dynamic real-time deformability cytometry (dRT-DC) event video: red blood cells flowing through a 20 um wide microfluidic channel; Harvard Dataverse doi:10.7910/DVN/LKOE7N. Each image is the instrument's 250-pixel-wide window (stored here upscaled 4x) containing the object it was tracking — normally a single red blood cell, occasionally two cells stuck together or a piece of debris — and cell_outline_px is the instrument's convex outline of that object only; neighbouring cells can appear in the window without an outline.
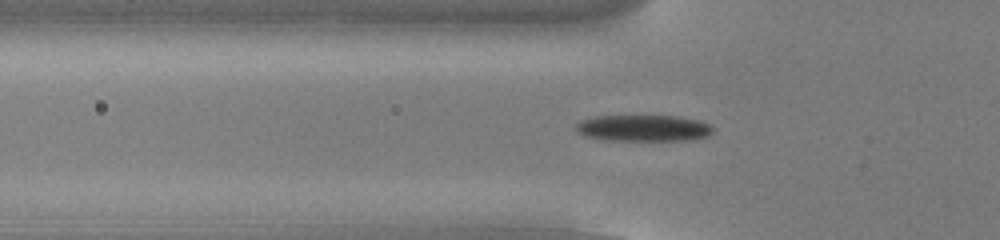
{"species": "common noctule bat (a hibernating species)", "species_latin": "Nyctalus noctula", "temperature_condition": "cold", "stored_images_in_passage": 54, "camera_frame_rate_fps": 3000, "um_per_image_px": 0.085, "animal": {"sex": "male", "body_mass_g": 13.0, "forearm_length_mm": 53.1}, "frame": {"image": 1, "passage_image": 18, "time_ms": 5.667, "image_size_px": [1000, 240], "cell_outline_px": [[716, 128], [708, 136], [692, 140], [608, 140], [584, 136], [576, 132], [576, 124], [580, 120], [596, 116], [676, 116], [700, 120]], "centroid_in_image_um": [54.71, 10.89], "position_along_channel_um": 71.1, "area_um2": 21.21}}
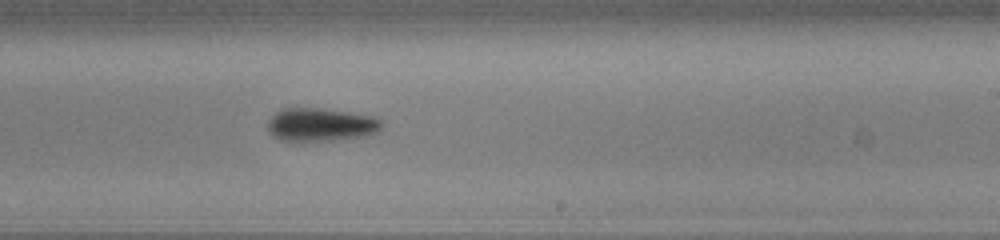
{"frame": {"image": 2, "passage_image": 33, "time_ms": 10.667, "image_size_px": [1000, 240], "cell_outline_px": [[380, 128], [376, 132], [368, 136], [332, 140], [280, 140], [272, 136], [268, 132], [268, 120], [276, 112], [284, 108], [316, 108], [348, 112], [372, 116], [380, 120]], "centroid_in_image_um": [27.23, 10.6], "position_along_channel_um": 261.8, "area_um2": 21.79}}
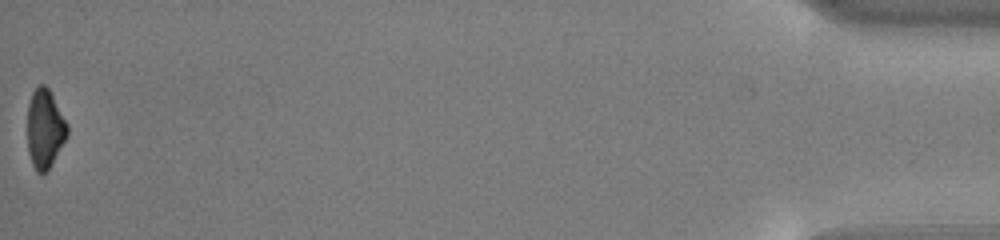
{"frame": {"image": 3, "passage_image": 54, "time_ms": 17.667, "image_size_px": [1000, 240], "cell_outline_px": [[68, 136], [48, 168], [44, 172], [36, 172], [32, 164], [28, 152], [28, 104], [32, 92], [40, 84], [44, 84], [48, 88], [68, 124]], "centroid_in_image_um": [3.81, 10.93], "position_along_channel_um": 431.4, "area_um2": 18.09}, "authors_computed_cell_mechanics": {"area_um2": 20.4901, "velocity_mm_per_s": 3.8217, "shape_relaxation_time_tau1_ms": 2.4886, "shape_relaxation_time_tau2_ms": null, "deformation_change_tau1": 0.1335, "deformation_change_tau2": null}}